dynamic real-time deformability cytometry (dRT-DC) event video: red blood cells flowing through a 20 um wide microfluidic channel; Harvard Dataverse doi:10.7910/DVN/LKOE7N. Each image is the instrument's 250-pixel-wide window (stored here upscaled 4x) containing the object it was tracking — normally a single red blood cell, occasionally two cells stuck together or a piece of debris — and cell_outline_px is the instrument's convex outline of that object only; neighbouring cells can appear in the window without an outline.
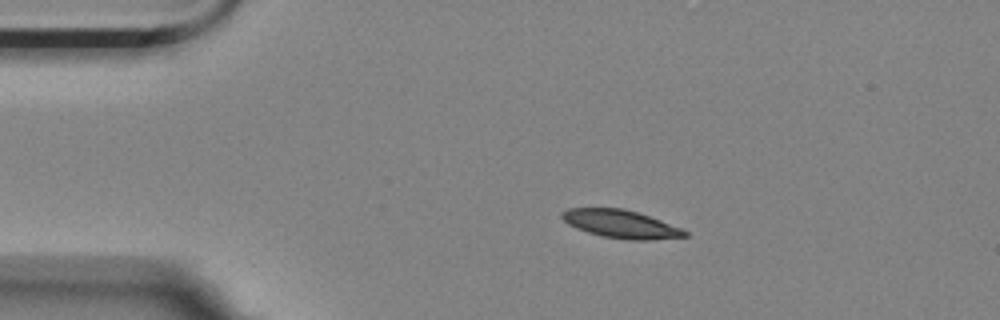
{"species": "Egyptian fruit bat (a non-hibernating species)", "species_latin": "Rousettus aegyptiacus", "temperature_condition": "room temperature", "stored_images_in_passage": 9, "camera_frame_rate_fps": 3000, "um_per_image_px": 0.085, "animal": {"sex": "female"}, "frame": {"image": 1, "passage_image": 1, "time_ms": 0.0, "image_size_px": [1000, 320], "cell_outline_px": [[688, 236], [648, 240], [628, 240], [604, 236], [588, 232], [576, 228], [568, 224], [560, 216], [560, 212], [568, 208], [624, 208], [660, 220], [680, 228], [688, 232]], "centroid_in_image_um": [52.73, 19.04], "position_along_channel_um": 32.3, "area_um2": 19.88}}
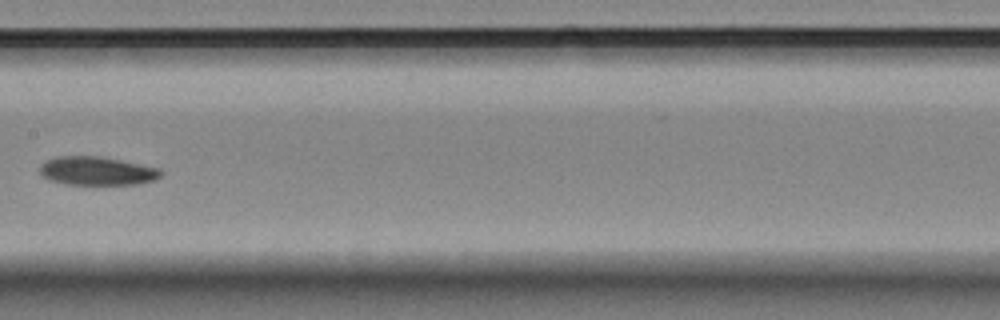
{"frame": {"image": 2, "passage_image": 6, "time_ms": 1.667, "image_size_px": [1000, 320], "cell_outline_px": [[164, 172], [160, 176], [152, 180], [136, 184], [64, 184], [52, 180], [44, 176], [40, 172], [40, 164], [44, 160], [56, 156], [100, 156], [160, 168]], "centroid_in_image_um": [8.22, 14.51], "position_along_channel_um": 199.2, "area_um2": 20.06}}
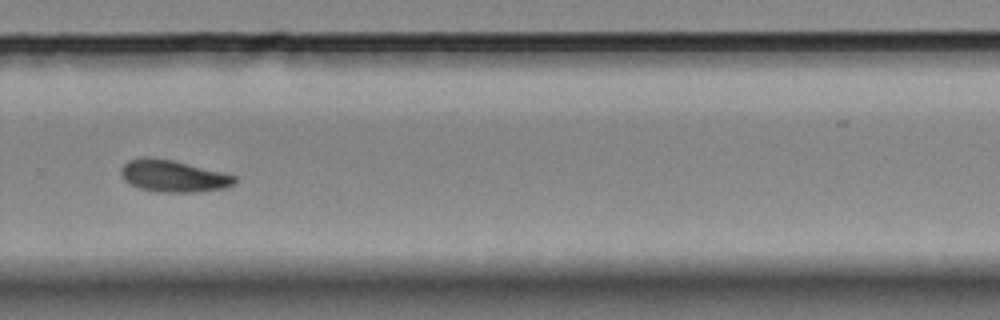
{"frame": {"image": 3, "passage_image": 9, "time_ms": 2.667, "image_size_px": [1000, 320], "cell_outline_px": [[236, 180], [232, 184], [224, 188], [192, 192], [156, 192], [140, 188], [124, 180], [120, 172], [120, 168], [128, 160], [144, 156], [172, 160], [236, 176]], "centroid_in_image_um": [14.66, 14.96], "position_along_channel_um": 315.1, "area_um2": 20.81}}